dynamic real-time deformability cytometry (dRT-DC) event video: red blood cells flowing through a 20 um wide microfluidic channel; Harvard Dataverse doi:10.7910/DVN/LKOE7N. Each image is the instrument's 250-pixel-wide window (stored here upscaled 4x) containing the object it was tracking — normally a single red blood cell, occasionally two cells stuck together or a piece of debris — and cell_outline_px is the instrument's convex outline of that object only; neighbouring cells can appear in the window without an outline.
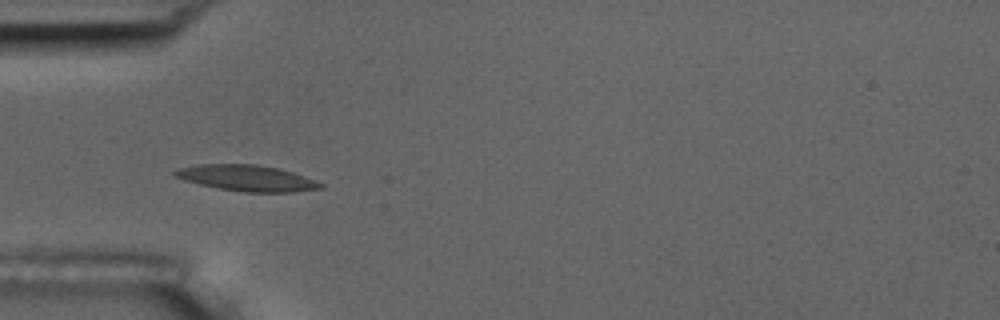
{"species": "common noctule bat (a hibernating species)", "species_latin": "Nyctalus noctula", "temperature_condition": "room temperature", "stored_images_in_passage": 6, "camera_frame_rate_fps": 3000, "um_per_image_px": 0.085, "animal": {"sex": "male", "body_mass_g": 17.5, "forearm_length_mm": 52.3}, "frame": {"image": 1, "passage_image": 3, "time_ms": 2.333, "image_size_px": [1000, 320], "cell_outline_px": [[324, 188], [292, 192], [244, 192], [220, 188], [200, 184], [184, 180], [172, 176], [172, 172], [180, 168], [200, 164], [256, 164], [276, 168], [292, 172], [304, 176], [324, 184]], "centroid_in_image_um": [20.98, 15.14], "position_along_channel_um": 64.0, "area_um2": 21.91}}
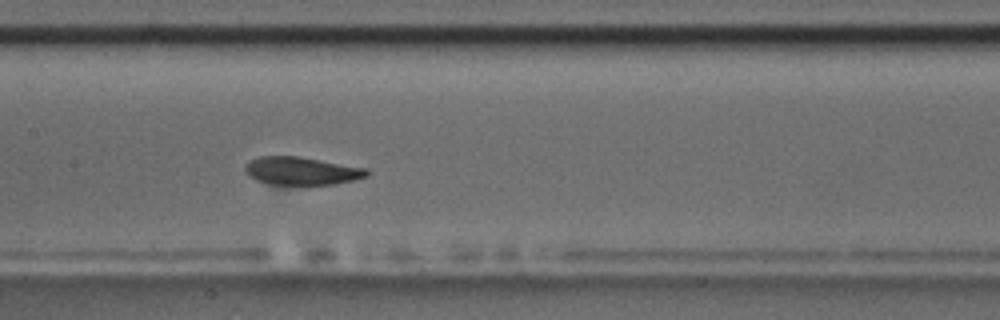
{"frame": {"image": 2, "passage_image": 6, "time_ms": 5.667, "image_size_px": [1000, 320], "cell_outline_px": [[368, 176], [352, 180], [332, 184], [268, 184], [256, 180], [248, 176], [244, 172], [244, 164], [248, 160], [260, 156], [300, 156], [368, 168]], "centroid_in_image_um": [25.58, 14.51], "position_along_channel_um": 181.8, "area_um2": 20.0}}